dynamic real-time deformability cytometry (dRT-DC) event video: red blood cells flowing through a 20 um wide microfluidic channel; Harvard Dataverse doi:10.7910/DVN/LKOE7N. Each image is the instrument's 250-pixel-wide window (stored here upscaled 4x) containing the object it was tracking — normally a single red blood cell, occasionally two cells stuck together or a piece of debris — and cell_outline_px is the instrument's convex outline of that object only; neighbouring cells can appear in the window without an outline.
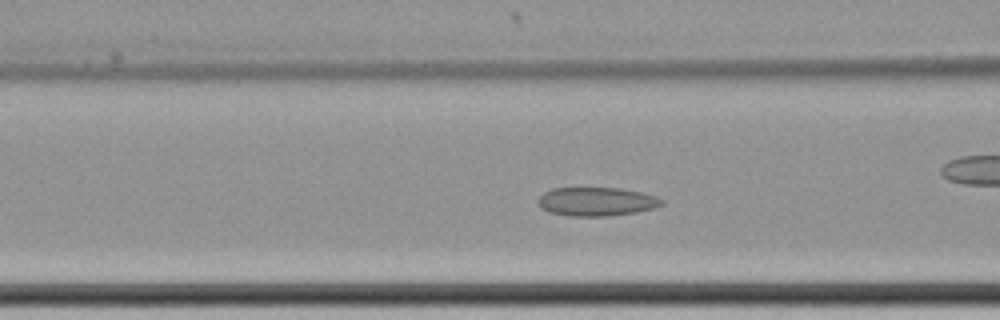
{"species": "common noctule bat (a hibernating species)", "species_latin": "Nyctalus noctula", "temperature_condition": "cold", "stored_images_in_passage": 53, "camera_frame_rate_fps": 3000, "um_per_image_px": 0.085, "animal": {"sex": "female", "body_mass_g": 22.7, "forearm_length_mm": 54.2}, "frame": {"image": 1, "passage_image": 16, "time_ms": 5.0, "image_size_px": [1000, 320], "cell_outline_px": [[664, 204], [656, 208], [636, 212], [608, 216], [572, 216], [548, 212], [540, 208], [536, 200], [544, 192], [552, 188], [620, 188], [640, 192], [656, 196], [664, 200]], "centroid_in_image_um": [50.7, 17.14], "position_along_channel_um": 115.9, "area_um2": 20.87}}
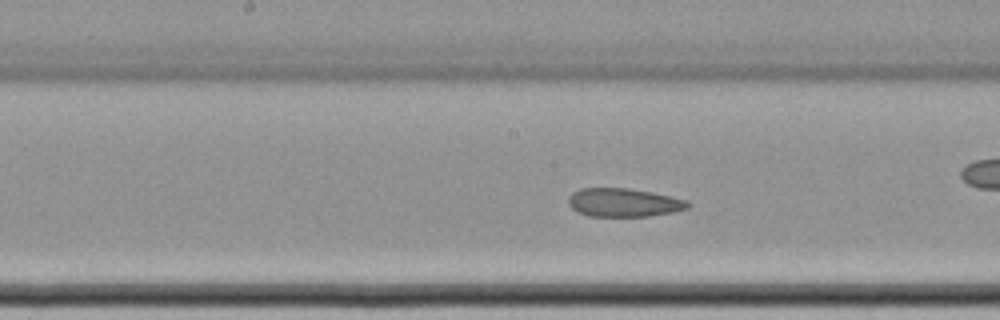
{"frame": {"image": 2, "passage_image": 23, "time_ms": 7.333, "image_size_px": [1000, 320], "cell_outline_px": [[692, 204], [688, 208], [672, 212], [648, 216], [588, 216], [572, 208], [568, 204], [568, 200], [572, 192], [580, 188], [628, 188], [688, 200]], "centroid_in_image_um": [53.01, 17.21], "position_along_channel_um": 195.2, "area_um2": 19.65}, "authors_computed_cell_mechanics": {"area_um2": 21.964, "velocity_mm_per_s": 3.4013, "shape_relaxation_time_tau1_ms": null, "shape_relaxation_time_tau2_ms": 3.4736, "deformation_change_tau1": null, "deformation_change_tau2": 0.0899}}